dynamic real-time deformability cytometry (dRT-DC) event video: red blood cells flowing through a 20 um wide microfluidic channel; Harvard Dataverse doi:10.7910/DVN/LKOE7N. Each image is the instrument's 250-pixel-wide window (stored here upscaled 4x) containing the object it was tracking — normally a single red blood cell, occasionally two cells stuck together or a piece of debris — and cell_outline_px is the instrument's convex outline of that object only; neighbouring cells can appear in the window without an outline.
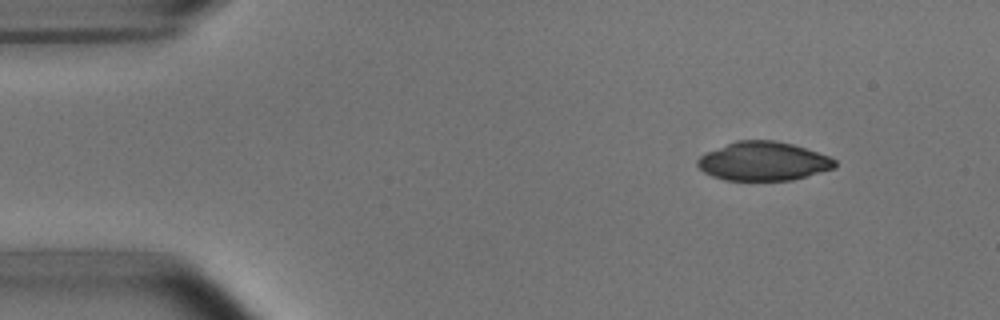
{"species": "common noctule bat (a hibernating species)", "species_latin": "Nyctalus noctula", "temperature_condition": "room temperature", "stored_images_in_passage": 7, "camera_frame_rate_fps": 3000, "um_per_image_px": 0.085, "animal": {"sex": "male", "body_mass_g": 15.6}, "frame": {"image": 1, "passage_image": 1, "time_ms": 0.0, "image_size_px": [1000, 320], "cell_outline_px": [[836, 168], [792, 180], [724, 180], [712, 176], [704, 172], [696, 164], [696, 160], [700, 156], [708, 152], [736, 140], [776, 140], [792, 144], [828, 156], [836, 160]], "centroid_in_image_um": [64.88, 13.71], "position_along_channel_um": 20.1, "area_um2": 30.92}}